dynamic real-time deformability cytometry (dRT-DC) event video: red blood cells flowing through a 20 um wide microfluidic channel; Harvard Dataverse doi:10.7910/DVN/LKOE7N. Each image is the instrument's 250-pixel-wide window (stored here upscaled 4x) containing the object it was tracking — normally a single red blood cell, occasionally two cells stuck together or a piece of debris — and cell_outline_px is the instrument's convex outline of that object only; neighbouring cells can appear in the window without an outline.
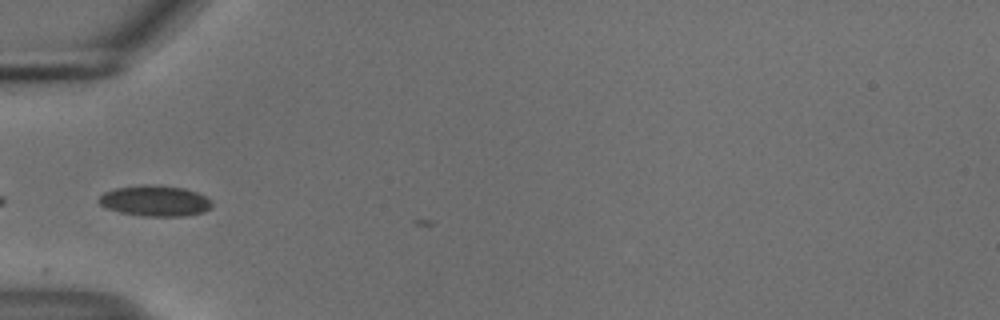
{"species": "common noctule bat (a hibernating species)", "species_latin": "Nyctalus noctula", "temperature_condition": "cold", "stored_images_in_passage": 7, "camera_frame_rate_fps": 3000, "um_per_image_px": 0.085, "animal": {"sex": "male", "body_mass_g": 18.8}, "frame": {"image": 1, "passage_image": 2, "time_ms": 0.333, "image_size_px": [1000, 320], "cell_outline_px": [[212, 208], [204, 212], [184, 216], [144, 216], [120, 212], [108, 208], [100, 204], [96, 200], [104, 192], [116, 188], [144, 184], [152, 184], [184, 188], [196, 192], [212, 200]], "centroid_in_image_um": [13.19, 17.07], "position_along_channel_um": 71.8, "area_um2": 20.35}}
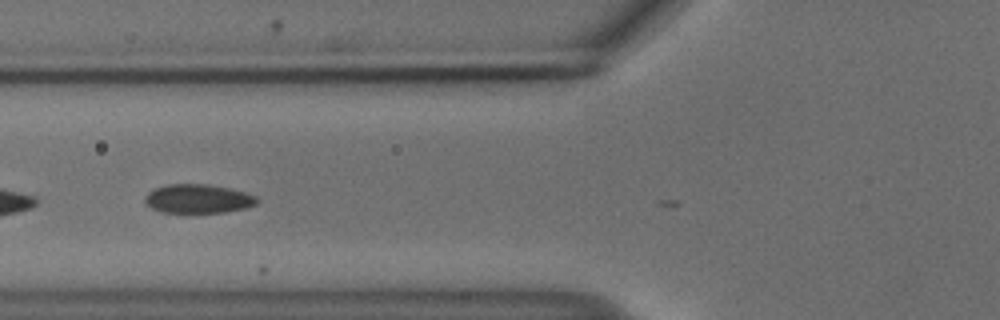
{"frame": {"image": 2, "passage_image": 5, "time_ms": 1.333, "image_size_px": [1000, 320], "cell_outline_px": [[260, 200], [256, 204], [244, 208], [224, 212], [160, 212], [152, 208], [144, 200], [148, 192], [156, 188], [168, 184], [204, 184], [228, 188], [244, 192], [256, 196]], "centroid_in_image_um": [16.84, 16.89], "position_along_channel_um": 109.0, "area_um2": 18.61}}